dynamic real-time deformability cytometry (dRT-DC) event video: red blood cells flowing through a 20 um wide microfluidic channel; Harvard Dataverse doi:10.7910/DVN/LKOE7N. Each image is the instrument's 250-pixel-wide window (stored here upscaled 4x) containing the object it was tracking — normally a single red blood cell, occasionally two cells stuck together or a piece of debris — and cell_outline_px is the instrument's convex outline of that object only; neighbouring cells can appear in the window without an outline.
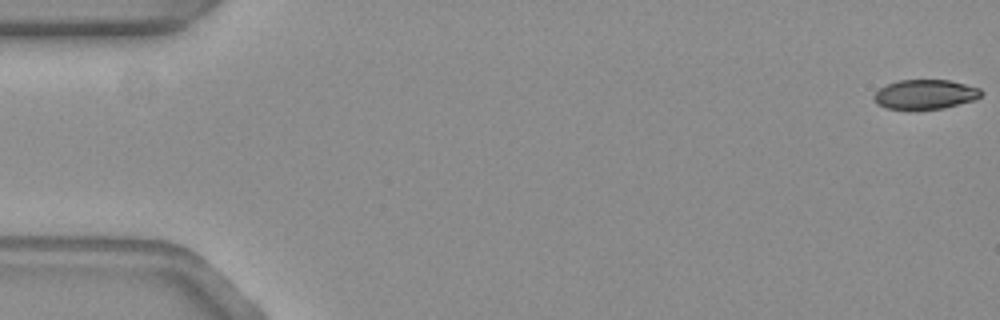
{"species": "common noctule bat (a hibernating species)", "species_latin": "Nyctalus noctula", "temperature_condition": "warm", "stored_images_in_passage": 58, "camera_frame_rate_fps": 3000, "um_per_image_px": 0.085, "animal": {"sex": "female", "body_mass_g": 19.3, "forearm_length_mm": 54.1}, "frame": {"image": 1, "passage_image": 1, "time_ms": 0.0, "image_size_px": [1000, 320], "cell_outline_px": [[984, 92], [976, 100], [944, 108], [916, 112], [888, 108], [876, 104], [872, 96], [880, 88], [888, 84], [900, 80], [948, 80], [980, 88]], "centroid_in_image_um": [78.63, 8.06], "position_along_channel_um": 6.4, "area_um2": 19.02}}
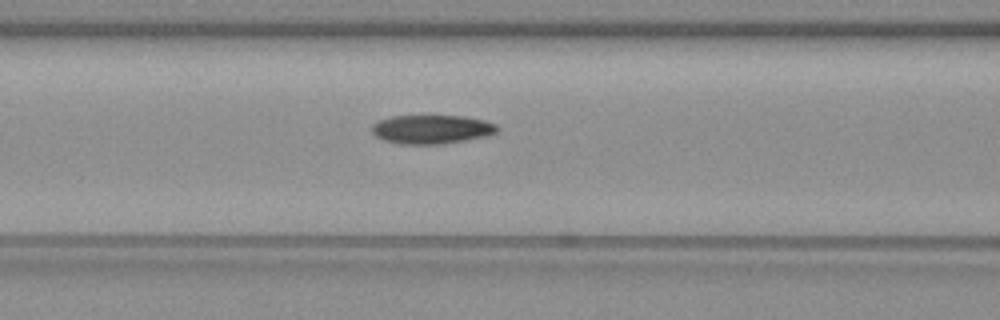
{"frame": {"image": 2, "passage_image": 24, "time_ms": 7.667, "image_size_px": [1000, 320], "cell_outline_px": [[496, 132], [484, 136], [444, 144], [400, 144], [384, 140], [376, 136], [372, 132], [372, 124], [380, 120], [392, 116], [464, 116], [484, 120], [496, 124]], "centroid_in_image_um": [36.65, 10.99], "position_along_channel_um": 129.9, "area_um2": 20.87}}
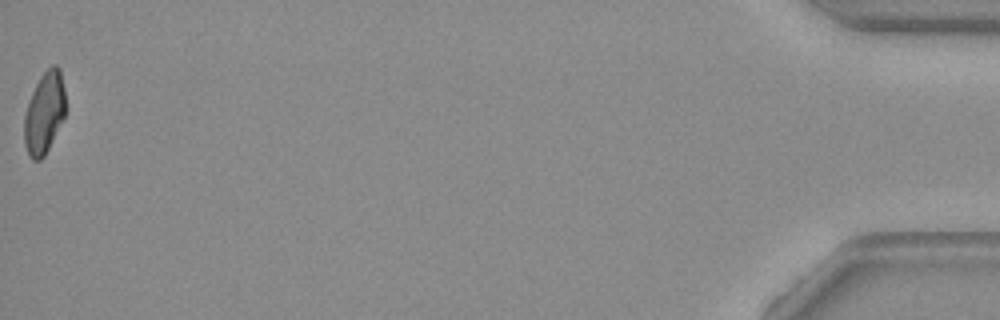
{"frame": {"image": 3, "passage_image": 58, "time_ms": 19.0, "image_size_px": [1000, 320], "cell_outline_px": [[64, 116], [44, 156], [40, 160], [32, 160], [24, 144], [24, 116], [32, 92], [40, 76], [52, 64], [56, 64], [60, 68], [64, 88]], "centroid_in_image_um": [3.75, 9.57], "position_along_channel_um": 431.4, "area_um2": 19.31}, "authors_computed_cell_mechanics": {"area_um2": 20.6924, "velocity_mm_per_s": 3.5954, "shape_relaxation_time_tau1_ms": 6.9602, "shape_relaxation_time_tau2_ms": 2.8223, "deformation_change_tau1": 0.1804, "deformation_change_tau2": 0.0878}}